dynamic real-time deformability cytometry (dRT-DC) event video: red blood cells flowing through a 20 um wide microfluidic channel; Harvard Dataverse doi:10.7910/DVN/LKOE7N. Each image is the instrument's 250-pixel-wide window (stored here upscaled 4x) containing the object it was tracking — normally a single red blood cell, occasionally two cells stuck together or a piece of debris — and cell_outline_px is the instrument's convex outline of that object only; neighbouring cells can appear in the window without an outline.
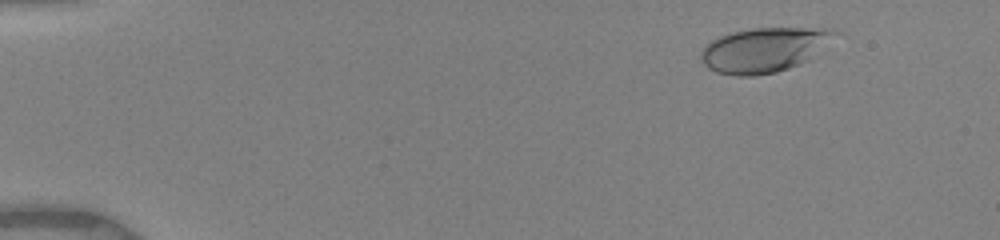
{"species": "human", "species_latin": "Homo sapiens", "temperature_condition": "warm", "stored_images_in_passage": 23, "camera_frame_rate_fps": 3000, "um_per_image_px": 0.085, "donor": {"sex": "female"}, "frame": {"image": 1, "passage_image": 5, "time_ms": 1.0, "image_size_px": [1000, 240], "cell_outline_px": [[840, 32], [808, 60], [788, 68], [776, 72], [756, 76], [736, 76], [716, 72], [708, 68], [700, 60], [700, 52], [704, 44], [720, 36], [732, 32], [752, 28], [832, 28]], "centroid_in_image_um": [64.91, 4.23], "position_along_channel_um": 20.1, "area_um2": 34.85}}
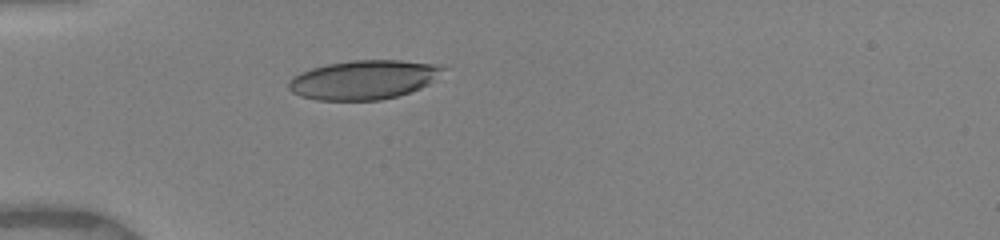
{"frame": {"image": 2, "passage_image": 21, "time_ms": 4.333, "image_size_px": [1000, 240], "cell_outline_px": [[448, 68], [428, 84], [420, 88], [396, 96], [380, 100], [316, 100], [300, 96], [292, 92], [288, 88], [288, 84], [292, 76], [300, 72], [312, 68], [328, 64], [352, 60], [400, 60], [432, 64]], "centroid_in_image_um": [30.88, 6.78], "position_along_channel_um": 54.1, "area_um2": 35.03}}